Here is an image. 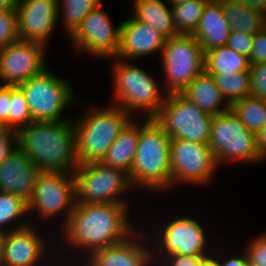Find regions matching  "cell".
Here are the masks:
<instances>
[{
	"label": "cell",
	"instance_id": "6da1fadb",
	"mask_svg": "<svg viewBox=\"0 0 266 266\" xmlns=\"http://www.w3.org/2000/svg\"><path fill=\"white\" fill-rule=\"evenodd\" d=\"M127 204L76 203L67 224L62 228L64 241L71 247L87 252L125 241L135 233L128 218ZM85 249V250H84Z\"/></svg>",
	"mask_w": 266,
	"mask_h": 266
},
{
	"label": "cell",
	"instance_id": "7a4b0ae2",
	"mask_svg": "<svg viewBox=\"0 0 266 266\" xmlns=\"http://www.w3.org/2000/svg\"><path fill=\"white\" fill-rule=\"evenodd\" d=\"M18 147L41 172H71L78 167L75 123L34 121L17 132Z\"/></svg>",
	"mask_w": 266,
	"mask_h": 266
},
{
	"label": "cell",
	"instance_id": "3957f363",
	"mask_svg": "<svg viewBox=\"0 0 266 266\" xmlns=\"http://www.w3.org/2000/svg\"><path fill=\"white\" fill-rule=\"evenodd\" d=\"M170 137L154 118L140 125L135 158L128 174L133 188L160 192L171 187Z\"/></svg>",
	"mask_w": 266,
	"mask_h": 266
},
{
	"label": "cell",
	"instance_id": "277c9868",
	"mask_svg": "<svg viewBox=\"0 0 266 266\" xmlns=\"http://www.w3.org/2000/svg\"><path fill=\"white\" fill-rule=\"evenodd\" d=\"M85 112L75 120L76 155L79 165L101 162L124 126L131 120L123 108L114 104ZM99 109V110H98Z\"/></svg>",
	"mask_w": 266,
	"mask_h": 266
},
{
	"label": "cell",
	"instance_id": "5b68a950",
	"mask_svg": "<svg viewBox=\"0 0 266 266\" xmlns=\"http://www.w3.org/2000/svg\"><path fill=\"white\" fill-rule=\"evenodd\" d=\"M117 59V60H116ZM114 91L112 102L132 116L136 110L146 111L145 118H154L164 104L167 92L159 88L154 78L127 60L113 58ZM161 90V91H160ZM164 93V94H162Z\"/></svg>",
	"mask_w": 266,
	"mask_h": 266
},
{
	"label": "cell",
	"instance_id": "8992f818",
	"mask_svg": "<svg viewBox=\"0 0 266 266\" xmlns=\"http://www.w3.org/2000/svg\"><path fill=\"white\" fill-rule=\"evenodd\" d=\"M154 119L171 139L209 143L213 115L202 111L182 92L168 94Z\"/></svg>",
	"mask_w": 266,
	"mask_h": 266
},
{
	"label": "cell",
	"instance_id": "52a82bcc",
	"mask_svg": "<svg viewBox=\"0 0 266 266\" xmlns=\"http://www.w3.org/2000/svg\"><path fill=\"white\" fill-rule=\"evenodd\" d=\"M208 144L218 167L227 161H262L257 150L256 134L246 129L231 108L213 116Z\"/></svg>",
	"mask_w": 266,
	"mask_h": 266
},
{
	"label": "cell",
	"instance_id": "ba28073f",
	"mask_svg": "<svg viewBox=\"0 0 266 266\" xmlns=\"http://www.w3.org/2000/svg\"><path fill=\"white\" fill-rule=\"evenodd\" d=\"M27 101L33 121H61L62 112L75 103L71 83L52 74L48 68L18 85Z\"/></svg>",
	"mask_w": 266,
	"mask_h": 266
},
{
	"label": "cell",
	"instance_id": "9c48e42d",
	"mask_svg": "<svg viewBox=\"0 0 266 266\" xmlns=\"http://www.w3.org/2000/svg\"><path fill=\"white\" fill-rule=\"evenodd\" d=\"M73 175L76 203L126 204L120 196L126 194L132 185L124 170L93 162L78 165Z\"/></svg>",
	"mask_w": 266,
	"mask_h": 266
},
{
	"label": "cell",
	"instance_id": "30bf717a",
	"mask_svg": "<svg viewBox=\"0 0 266 266\" xmlns=\"http://www.w3.org/2000/svg\"><path fill=\"white\" fill-rule=\"evenodd\" d=\"M161 54L167 94L182 92L204 71L205 53L192 35L179 34L166 39Z\"/></svg>",
	"mask_w": 266,
	"mask_h": 266
},
{
	"label": "cell",
	"instance_id": "8fae6325",
	"mask_svg": "<svg viewBox=\"0 0 266 266\" xmlns=\"http://www.w3.org/2000/svg\"><path fill=\"white\" fill-rule=\"evenodd\" d=\"M76 204L74 175L71 172H40L31 200L28 202V215L36 210L39 218L50 219L63 211L65 219L62 228L67 224Z\"/></svg>",
	"mask_w": 266,
	"mask_h": 266
},
{
	"label": "cell",
	"instance_id": "7c38bea8",
	"mask_svg": "<svg viewBox=\"0 0 266 266\" xmlns=\"http://www.w3.org/2000/svg\"><path fill=\"white\" fill-rule=\"evenodd\" d=\"M217 167L209 144L170 139L171 187L178 183L207 184Z\"/></svg>",
	"mask_w": 266,
	"mask_h": 266
},
{
	"label": "cell",
	"instance_id": "4fadbf2b",
	"mask_svg": "<svg viewBox=\"0 0 266 266\" xmlns=\"http://www.w3.org/2000/svg\"><path fill=\"white\" fill-rule=\"evenodd\" d=\"M101 7L92 10L69 37L77 52L84 50L90 57L112 59L119 49L121 24L114 28Z\"/></svg>",
	"mask_w": 266,
	"mask_h": 266
},
{
	"label": "cell",
	"instance_id": "5bb4252c",
	"mask_svg": "<svg viewBox=\"0 0 266 266\" xmlns=\"http://www.w3.org/2000/svg\"><path fill=\"white\" fill-rule=\"evenodd\" d=\"M44 44L18 39L0 48L1 85L17 86L46 68Z\"/></svg>",
	"mask_w": 266,
	"mask_h": 266
},
{
	"label": "cell",
	"instance_id": "9a60e30c",
	"mask_svg": "<svg viewBox=\"0 0 266 266\" xmlns=\"http://www.w3.org/2000/svg\"><path fill=\"white\" fill-rule=\"evenodd\" d=\"M165 224L160 233H157L159 236L156 235L155 240L152 239L154 256L157 254L158 258H163L170 255L209 254L206 250L207 234L197 220L190 217H178Z\"/></svg>",
	"mask_w": 266,
	"mask_h": 266
},
{
	"label": "cell",
	"instance_id": "2e32d148",
	"mask_svg": "<svg viewBox=\"0 0 266 266\" xmlns=\"http://www.w3.org/2000/svg\"><path fill=\"white\" fill-rule=\"evenodd\" d=\"M33 227L35 226L24 221L8 229L9 231L5 234L0 266H41L44 262L43 257L47 256L45 254L47 243L42 234H39L40 232Z\"/></svg>",
	"mask_w": 266,
	"mask_h": 266
},
{
	"label": "cell",
	"instance_id": "e0dca14e",
	"mask_svg": "<svg viewBox=\"0 0 266 266\" xmlns=\"http://www.w3.org/2000/svg\"><path fill=\"white\" fill-rule=\"evenodd\" d=\"M58 0H19L16 11L22 40L44 44L59 19Z\"/></svg>",
	"mask_w": 266,
	"mask_h": 266
},
{
	"label": "cell",
	"instance_id": "ac0fdd59",
	"mask_svg": "<svg viewBox=\"0 0 266 266\" xmlns=\"http://www.w3.org/2000/svg\"><path fill=\"white\" fill-rule=\"evenodd\" d=\"M40 172L27 154L17 147L0 164V191L12 193L28 203Z\"/></svg>",
	"mask_w": 266,
	"mask_h": 266
},
{
	"label": "cell",
	"instance_id": "d6986e66",
	"mask_svg": "<svg viewBox=\"0 0 266 266\" xmlns=\"http://www.w3.org/2000/svg\"><path fill=\"white\" fill-rule=\"evenodd\" d=\"M165 40L152 26L130 17L121 23L119 49L115 58L129 61L157 51L161 53Z\"/></svg>",
	"mask_w": 266,
	"mask_h": 266
},
{
	"label": "cell",
	"instance_id": "ffe728a7",
	"mask_svg": "<svg viewBox=\"0 0 266 266\" xmlns=\"http://www.w3.org/2000/svg\"><path fill=\"white\" fill-rule=\"evenodd\" d=\"M136 235L139 234L133 233L125 241L95 251L89 257L85 255L87 260L83 262L87 266H150V263L154 264L152 262L158 261V258L153 255L152 247L144 246Z\"/></svg>",
	"mask_w": 266,
	"mask_h": 266
},
{
	"label": "cell",
	"instance_id": "44dd1931",
	"mask_svg": "<svg viewBox=\"0 0 266 266\" xmlns=\"http://www.w3.org/2000/svg\"><path fill=\"white\" fill-rule=\"evenodd\" d=\"M232 29L224 16L220 0H208L198 26L192 36L199 42L204 53L226 46Z\"/></svg>",
	"mask_w": 266,
	"mask_h": 266
},
{
	"label": "cell",
	"instance_id": "7402d4cb",
	"mask_svg": "<svg viewBox=\"0 0 266 266\" xmlns=\"http://www.w3.org/2000/svg\"><path fill=\"white\" fill-rule=\"evenodd\" d=\"M182 93L197 107L210 115H218L230 109L218 88L215 78L205 70L198 74Z\"/></svg>",
	"mask_w": 266,
	"mask_h": 266
},
{
	"label": "cell",
	"instance_id": "603a6c76",
	"mask_svg": "<svg viewBox=\"0 0 266 266\" xmlns=\"http://www.w3.org/2000/svg\"><path fill=\"white\" fill-rule=\"evenodd\" d=\"M139 136L140 125L130 120L121 130L101 162L106 166L122 169L129 174L135 158Z\"/></svg>",
	"mask_w": 266,
	"mask_h": 266
},
{
	"label": "cell",
	"instance_id": "cb8c5ba5",
	"mask_svg": "<svg viewBox=\"0 0 266 266\" xmlns=\"http://www.w3.org/2000/svg\"><path fill=\"white\" fill-rule=\"evenodd\" d=\"M135 20L155 28L165 39L179 35L174 26L171 6L163 0H134ZM170 6V7H169Z\"/></svg>",
	"mask_w": 266,
	"mask_h": 266
},
{
	"label": "cell",
	"instance_id": "d4e9b609",
	"mask_svg": "<svg viewBox=\"0 0 266 266\" xmlns=\"http://www.w3.org/2000/svg\"><path fill=\"white\" fill-rule=\"evenodd\" d=\"M232 30L255 34L266 26V15L242 0H220Z\"/></svg>",
	"mask_w": 266,
	"mask_h": 266
},
{
	"label": "cell",
	"instance_id": "484cf974",
	"mask_svg": "<svg viewBox=\"0 0 266 266\" xmlns=\"http://www.w3.org/2000/svg\"><path fill=\"white\" fill-rule=\"evenodd\" d=\"M249 58L222 46L205 52L204 70L213 77L217 74L250 71Z\"/></svg>",
	"mask_w": 266,
	"mask_h": 266
},
{
	"label": "cell",
	"instance_id": "4316f807",
	"mask_svg": "<svg viewBox=\"0 0 266 266\" xmlns=\"http://www.w3.org/2000/svg\"><path fill=\"white\" fill-rule=\"evenodd\" d=\"M230 108L241 119L246 129L254 134L266 124V100L246 96L234 102Z\"/></svg>",
	"mask_w": 266,
	"mask_h": 266
},
{
	"label": "cell",
	"instance_id": "83f0119b",
	"mask_svg": "<svg viewBox=\"0 0 266 266\" xmlns=\"http://www.w3.org/2000/svg\"><path fill=\"white\" fill-rule=\"evenodd\" d=\"M207 1L191 0L170 5L178 34L192 35L195 32Z\"/></svg>",
	"mask_w": 266,
	"mask_h": 266
},
{
	"label": "cell",
	"instance_id": "f1b7e54d",
	"mask_svg": "<svg viewBox=\"0 0 266 266\" xmlns=\"http://www.w3.org/2000/svg\"><path fill=\"white\" fill-rule=\"evenodd\" d=\"M214 78L221 94L230 106L234 102L250 96V71L217 74Z\"/></svg>",
	"mask_w": 266,
	"mask_h": 266
},
{
	"label": "cell",
	"instance_id": "f546056e",
	"mask_svg": "<svg viewBox=\"0 0 266 266\" xmlns=\"http://www.w3.org/2000/svg\"><path fill=\"white\" fill-rule=\"evenodd\" d=\"M61 1V3H60ZM103 0H58V12L63 14V26L67 35H71L81 24L82 20L99 5Z\"/></svg>",
	"mask_w": 266,
	"mask_h": 266
},
{
	"label": "cell",
	"instance_id": "4dcf8cb0",
	"mask_svg": "<svg viewBox=\"0 0 266 266\" xmlns=\"http://www.w3.org/2000/svg\"><path fill=\"white\" fill-rule=\"evenodd\" d=\"M34 122L22 89L11 86L9 130L19 131Z\"/></svg>",
	"mask_w": 266,
	"mask_h": 266
},
{
	"label": "cell",
	"instance_id": "1f68e13d",
	"mask_svg": "<svg viewBox=\"0 0 266 266\" xmlns=\"http://www.w3.org/2000/svg\"><path fill=\"white\" fill-rule=\"evenodd\" d=\"M28 212V203L12 193L0 191V230L8 232V224L21 219ZM15 220V221H14ZM7 224V225H6ZM6 227V228H5Z\"/></svg>",
	"mask_w": 266,
	"mask_h": 266
},
{
	"label": "cell",
	"instance_id": "d6a6232c",
	"mask_svg": "<svg viewBox=\"0 0 266 266\" xmlns=\"http://www.w3.org/2000/svg\"><path fill=\"white\" fill-rule=\"evenodd\" d=\"M20 39L16 9L0 8V48Z\"/></svg>",
	"mask_w": 266,
	"mask_h": 266
},
{
	"label": "cell",
	"instance_id": "836d02e7",
	"mask_svg": "<svg viewBox=\"0 0 266 266\" xmlns=\"http://www.w3.org/2000/svg\"><path fill=\"white\" fill-rule=\"evenodd\" d=\"M245 253L249 266H266V233L251 239Z\"/></svg>",
	"mask_w": 266,
	"mask_h": 266
},
{
	"label": "cell",
	"instance_id": "e575fe53",
	"mask_svg": "<svg viewBox=\"0 0 266 266\" xmlns=\"http://www.w3.org/2000/svg\"><path fill=\"white\" fill-rule=\"evenodd\" d=\"M250 96L266 100V62L250 66Z\"/></svg>",
	"mask_w": 266,
	"mask_h": 266
},
{
	"label": "cell",
	"instance_id": "d590c367",
	"mask_svg": "<svg viewBox=\"0 0 266 266\" xmlns=\"http://www.w3.org/2000/svg\"><path fill=\"white\" fill-rule=\"evenodd\" d=\"M254 36L255 34L232 30L226 46L249 58L253 49Z\"/></svg>",
	"mask_w": 266,
	"mask_h": 266
},
{
	"label": "cell",
	"instance_id": "8d00e7d4",
	"mask_svg": "<svg viewBox=\"0 0 266 266\" xmlns=\"http://www.w3.org/2000/svg\"><path fill=\"white\" fill-rule=\"evenodd\" d=\"M249 61L251 66L266 62V26L255 33Z\"/></svg>",
	"mask_w": 266,
	"mask_h": 266
},
{
	"label": "cell",
	"instance_id": "74e56055",
	"mask_svg": "<svg viewBox=\"0 0 266 266\" xmlns=\"http://www.w3.org/2000/svg\"><path fill=\"white\" fill-rule=\"evenodd\" d=\"M206 257L209 256L170 255L163 257V259L160 260L162 261L160 265L163 266L162 264H164V266H201Z\"/></svg>",
	"mask_w": 266,
	"mask_h": 266
},
{
	"label": "cell",
	"instance_id": "f35d334b",
	"mask_svg": "<svg viewBox=\"0 0 266 266\" xmlns=\"http://www.w3.org/2000/svg\"><path fill=\"white\" fill-rule=\"evenodd\" d=\"M18 147L17 131L7 130L0 135V164Z\"/></svg>",
	"mask_w": 266,
	"mask_h": 266
},
{
	"label": "cell",
	"instance_id": "ab89813d",
	"mask_svg": "<svg viewBox=\"0 0 266 266\" xmlns=\"http://www.w3.org/2000/svg\"><path fill=\"white\" fill-rule=\"evenodd\" d=\"M11 101V86L0 85V121L9 130V111Z\"/></svg>",
	"mask_w": 266,
	"mask_h": 266
},
{
	"label": "cell",
	"instance_id": "60d3db41",
	"mask_svg": "<svg viewBox=\"0 0 266 266\" xmlns=\"http://www.w3.org/2000/svg\"><path fill=\"white\" fill-rule=\"evenodd\" d=\"M213 258L220 264V266H249L248 258L245 251L239 257L233 256V258L229 257L226 260L221 259L220 261L219 258L218 259L216 257Z\"/></svg>",
	"mask_w": 266,
	"mask_h": 266
},
{
	"label": "cell",
	"instance_id": "b9f144b4",
	"mask_svg": "<svg viewBox=\"0 0 266 266\" xmlns=\"http://www.w3.org/2000/svg\"><path fill=\"white\" fill-rule=\"evenodd\" d=\"M256 144L257 150L260 155L261 160L266 158V124L264 127L256 134Z\"/></svg>",
	"mask_w": 266,
	"mask_h": 266
},
{
	"label": "cell",
	"instance_id": "7bdbcfd3",
	"mask_svg": "<svg viewBox=\"0 0 266 266\" xmlns=\"http://www.w3.org/2000/svg\"><path fill=\"white\" fill-rule=\"evenodd\" d=\"M250 7L255 8L258 11H261L266 15V0H242Z\"/></svg>",
	"mask_w": 266,
	"mask_h": 266
},
{
	"label": "cell",
	"instance_id": "ee69618b",
	"mask_svg": "<svg viewBox=\"0 0 266 266\" xmlns=\"http://www.w3.org/2000/svg\"><path fill=\"white\" fill-rule=\"evenodd\" d=\"M19 0H0L1 9H16Z\"/></svg>",
	"mask_w": 266,
	"mask_h": 266
},
{
	"label": "cell",
	"instance_id": "f6af8a7d",
	"mask_svg": "<svg viewBox=\"0 0 266 266\" xmlns=\"http://www.w3.org/2000/svg\"><path fill=\"white\" fill-rule=\"evenodd\" d=\"M201 266H220V264L210 254L209 257L205 258Z\"/></svg>",
	"mask_w": 266,
	"mask_h": 266
},
{
	"label": "cell",
	"instance_id": "bcb514c9",
	"mask_svg": "<svg viewBox=\"0 0 266 266\" xmlns=\"http://www.w3.org/2000/svg\"><path fill=\"white\" fill-rule=\"evenodd\" d=\"M5 234L6 232L0 230V260L3 256V245H4Z\"/></svg>",
	"mask_w": 266,
	"mask_h": 266
},
{
	"label": "cell",
	"instance_id": "7dc6e473",
	"mask_svg": "<svg viewBox=\"0 0 266 266\" xmlns=\"http://www.w3.org/2000/svg\"><path fill=\"white\" fill-rule=\"evenodd\" d=\"M169 4L171 5H176V4H180V3H184V2H188L191 0H167Z\"/></svg>",
	"mask_w": 266,
	"mask_h": 266
},
{
	"label": "cell",
	"instance_id": "c3c4849f",
	"mask_svg": "<svg viewBox=\"0 0 266 266\" xmlns=\"http://www.w3.org/2000/svg\"><path fill=\"white\" fill-rule=\"evenodd\" d=\"M7 130L8 129L6 128V126L0 121V135L5 133Z\"/></svg>",
	"mask_w": 266,
	"mask_h": 266
}]
</instances>
